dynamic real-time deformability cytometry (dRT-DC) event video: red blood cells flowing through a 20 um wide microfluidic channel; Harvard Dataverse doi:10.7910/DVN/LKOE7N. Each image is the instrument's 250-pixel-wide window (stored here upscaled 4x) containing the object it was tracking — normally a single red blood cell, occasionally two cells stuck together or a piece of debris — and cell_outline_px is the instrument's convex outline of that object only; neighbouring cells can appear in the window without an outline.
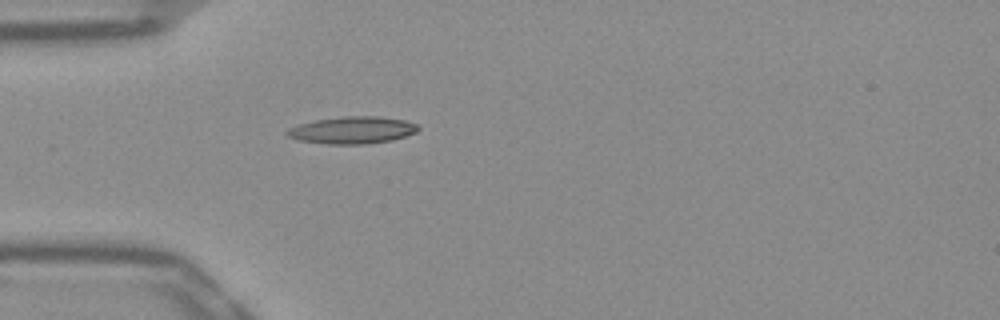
{"species": "Egyptian fruit bat (a non-hibernating species)", "species_latin": "Rousettus aegyptiacus", "temperature_condition": "warm", "stored_images_in_passage": 38, "camera_frame_rate_fps": 3000, "um_per_image_px": 0.085, "frame": {"image": 1, "passage_image": 1, "time_ms": 0.0, "image_size_px": [1000, 320], "cell_outline_px": [[420, 128], [416, 132], [392, 140], [364, 144], [328, 144], [300, 140], [288, 136], [284, 132], [288, 128], [300, 124], [316, 120], [344, 116], [380, 116], [404, 120], [416, 124]], "centroid_in_image_um": [29.95, 11.05], "position_along_channel_um": 55.1, "area_um2": 20.58}}
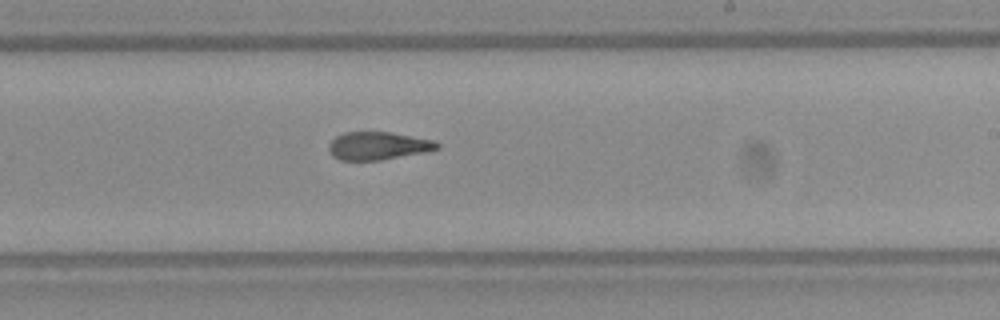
{"frame": {"image": 2, "passage_image": 17, "time_ms": 5.333, "image_size_px": [1000, 320], "cell_outline_px": [[440, 148], [424, 152], [380, 160], [340, 160], [332, 156], [328, 148], [328, 144], [336, 136], [344, 132], [388, 132], [432, 140], [440, 144]], "centroid_in_image_um": [32.09, 12.4], "position_along_channel_um": 256.9, "area_um2": 17.46}}
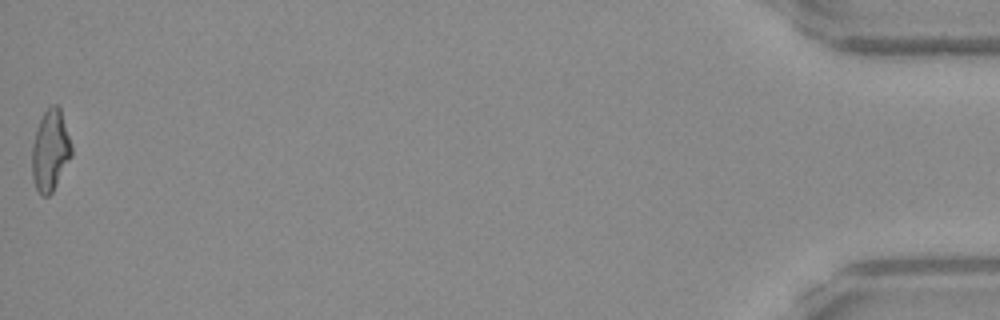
{"frame": {"image": 3, "passage_image": 38, "time_ms": 12.333, "image_size_px": [1000, 320], "cell_outline_px": [[72, 156], [52, 192], [48, 196], [40, 196], [36, 188], [32, 176], [32, 144], [40, 120], [44, 112], [52, 104], [56, 104], [60, 108], [72, 144]], "centroid_in_image_um": [4.28, 12.81], "position_along_channel_um": 430.9, "area_um2": 18.67}, "authors_computed_cell_mechanics": {"area_um2": 18.4671, "velocity_mm_per_s": 3.8898, "shape_relaxation_time_tau1_ms": null, "shape_relaxation_time_tau2_ms": 3.9847, "deformation_change_tau1": null, "deformation_change_tau2": 0.137}}